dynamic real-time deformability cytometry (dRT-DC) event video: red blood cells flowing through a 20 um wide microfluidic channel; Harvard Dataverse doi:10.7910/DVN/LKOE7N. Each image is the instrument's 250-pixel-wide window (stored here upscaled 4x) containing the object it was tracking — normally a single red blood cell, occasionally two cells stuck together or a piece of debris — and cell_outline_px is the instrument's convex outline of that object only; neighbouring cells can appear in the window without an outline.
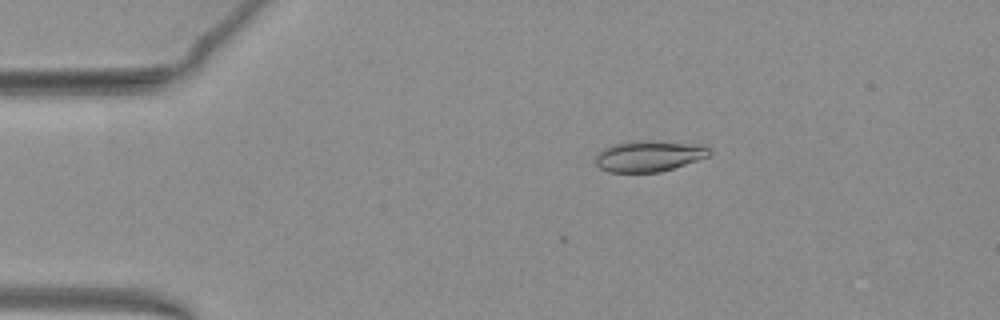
{"species": "common noctule bat (a hibernating species)", "species_latin": "Nyctalus noctula", "temperature_condition": "warm", "stored_images_in_passage": 4, "camera_frame_rate_fps": 3000, "um_per_image_px": 0.085, "animal": {"sex": "female", "body_mass_g": 19.3, "forearm_length_mm": 54.1}, "frame": {"image": 1, "passage_image": 1, "time_ms": 0.0, "image_size_px": [1000, 320], "cell_outline_px": [[712, 152], [708, 156], [660, 172], [608, 172], [600, 168], [596, 164], [596, 152], [612, 144], [636, 140], [656, 140], [704, 144]], "centroid_in_image_um": [55.15, 13.24], "position_along_channel_um": 29.9, "area_um2": 20.81}}